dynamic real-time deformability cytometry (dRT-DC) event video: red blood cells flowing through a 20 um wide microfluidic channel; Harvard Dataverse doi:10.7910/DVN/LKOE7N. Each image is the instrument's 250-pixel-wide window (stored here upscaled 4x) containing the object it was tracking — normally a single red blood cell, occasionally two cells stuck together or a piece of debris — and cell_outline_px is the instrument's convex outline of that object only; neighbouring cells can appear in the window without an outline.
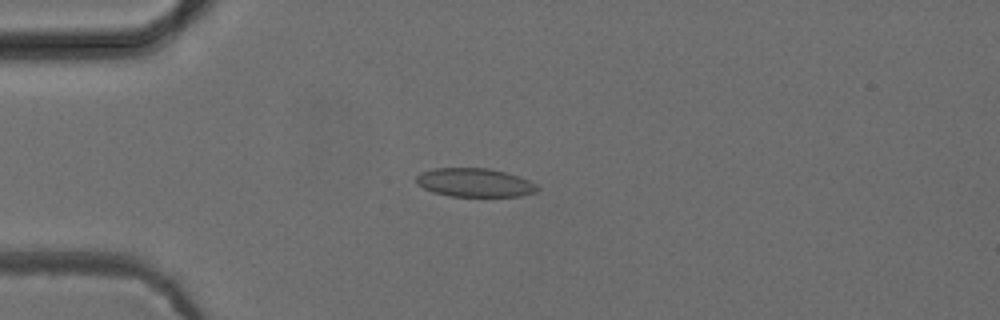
{"species": "common noctule bat (a hibernating species)", "species_latin": "Nyctalus noctula", "temperature_condition": "cold", "stored_images_in_passage": 51, "camera_frame_rate_fps": 3000, "um_per_image_px": 0.085, "animal": {"sex": "female", "body_mass_g": 24.6, "forearm_length_mm": 56.2}, "frame": {"image": 1, "passage_image": 13, "time_ms": 4.0, "image_size_px": [1000, 320], "cell_outline_px": [[540, 188], [536, 192], [520, 196], [448, 196], [432, 192], [416, 184], [416, 176], [420, 172], [432, 168], [488, 168], [520, 176], [536, 184]], "centroid_in_image_um": [40.32, 15.52], "position_along_channel_um": 44.7, "area_um2": 20.35}}
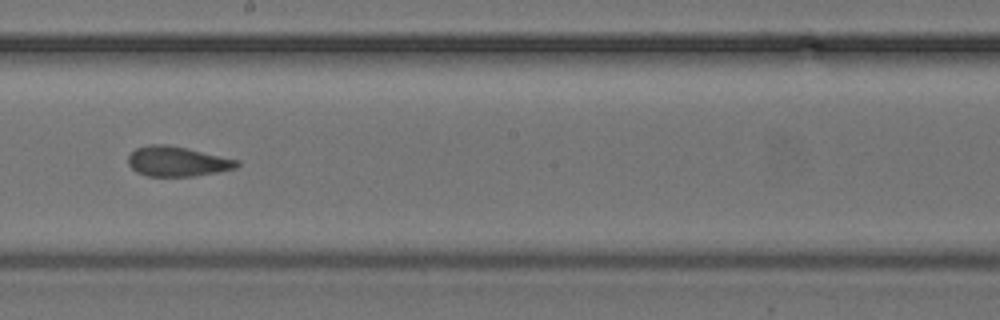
{"frame": {"image": 2, "passage_image": 29, "time_ms": 9.333, "image_size_px": [1000, 320], "cell_outline_px": [[240, 164], [236, 168], [196, 176], [148, 176], [136, 172], [128, 164], [128, 156], [136, 148], [152, 144], [168, 144], [188, 148], [240, 160]], "centroid_in_image_um": [15.08, 13.71], "position_along_channel_um": 233.1, "area_um2": 19.07}}
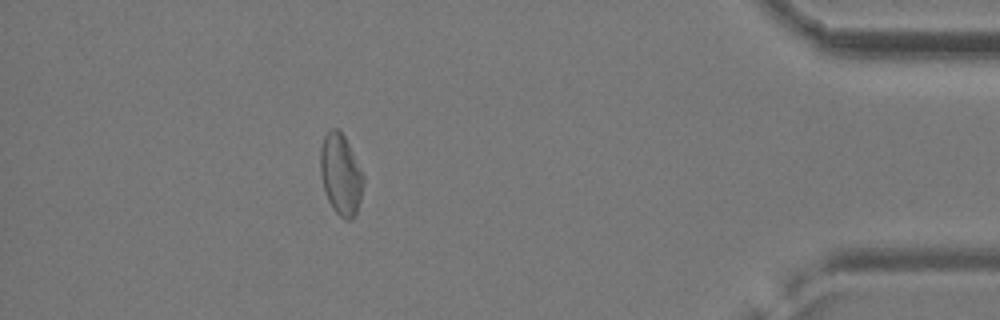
{"frame": {"image": 3, "passage_image": 46, "time_ms": 15.0, "image_size_px": [1000, 320], "cell_outline_px": [[364, 184], [360, 200], [356, 212], [352, 220], [344, 220], [332, 208], [328, 200], [324, 188], [320, 172], [320, 148], [324, 136], [332, 128], [340, 128], [364, 176]], "centroid_in_image_um": [28.96, 14.83], "position_along_channel_um": 406.2, "area_um2": 20.23}, "authors_computed_cell_mechanics": {"area_um2": 20.23, "velocity_mm_per_s": 3.9327, "shape_relaxation_time_tau1_ms": null, "shape_relaxation_time_tau2_ms": 2.6529, "deformation_change_tau1": null, "deformation_change_tau2": 0.0679}}